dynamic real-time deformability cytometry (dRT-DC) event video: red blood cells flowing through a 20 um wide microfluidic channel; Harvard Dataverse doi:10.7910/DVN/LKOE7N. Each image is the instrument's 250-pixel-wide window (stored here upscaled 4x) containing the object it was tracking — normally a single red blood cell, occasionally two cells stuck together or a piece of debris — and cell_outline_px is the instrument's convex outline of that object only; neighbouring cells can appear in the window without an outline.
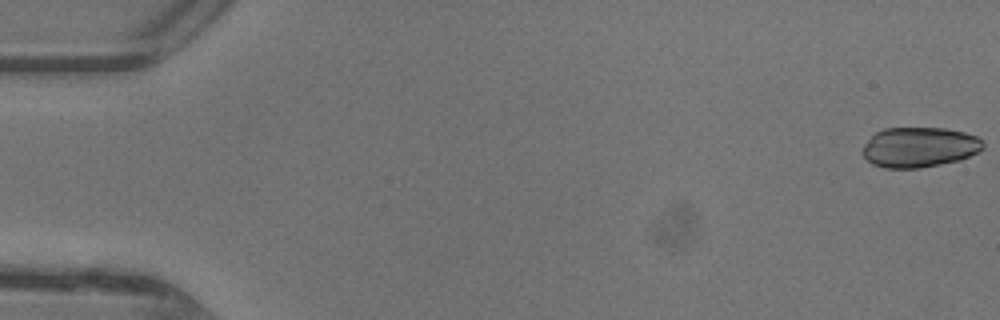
{"species": "common noctule bat (a hibernating species)", "species_latin": "Nyctalus noctula", "temperature_condition": "warm", "stored_images_in_passage": 47, "camera_frame_rate_fps": 3000, "um_per_image_px": 0.085, "animal": {"sex": "female"}, "frame": {"image": 1, "passage_image": 1, "time_ms": 0.0, "image_size_px": [1000, 320], "cell_outline_px": [[984, 148], [980, 152], [960, 160], [920, 168], [884, 168], [872, 164], [860, 152], [864, 144], [876, 132], [884, 128], [944, 128], [964, 132], [976, 136], [984, 140]], "centroid_in_image_um": [78.16, 12.51], "position_along_channel_um": 6.8, "area_um2": 28.44}}
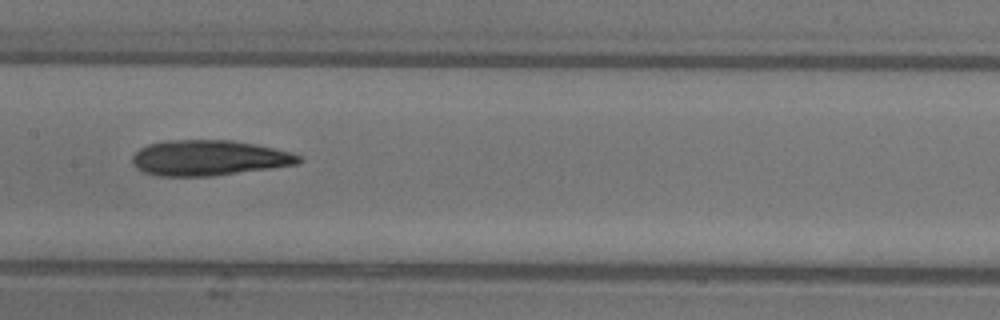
{"frame": {"image": 2, "passage_image": 24, "time_ms": 7.667, "image_size_px": [1000, 320], "cell_outline_px": [[304, 160], [300, 164], [272, 168], [212, 176], [160, 176], [144, 172], [136, 168], [132, 164], [132, 156], [140, 148], [148, 144], [168, 140], [232, 140], [256, 144], [292, 152], [300, 156]], "centroid_in_image_um": [17.78, 13.42], "position_along_channel_um": 189.6, "area_um2": 34.62}}
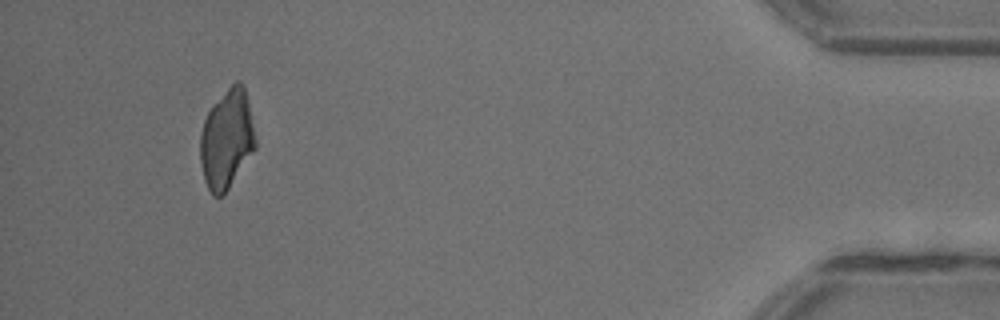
{"frame": {"image": 3, "passage_image": 44, "time_ms": 14.333, "image_size_px": [1000, 320], "cell_outline_px": [[256, 148], [224, 196], [212, 196], [204, 180], [200, 164], [200, 132], [204, 120], [212, 104], [236, 80], [240, 80], [244, 88], [248, 100], [256, 140]], "centroid_in_image_um": [19.26, 11.86], "position_along_channel_um": 415.9, "area_um2": 32.14}}